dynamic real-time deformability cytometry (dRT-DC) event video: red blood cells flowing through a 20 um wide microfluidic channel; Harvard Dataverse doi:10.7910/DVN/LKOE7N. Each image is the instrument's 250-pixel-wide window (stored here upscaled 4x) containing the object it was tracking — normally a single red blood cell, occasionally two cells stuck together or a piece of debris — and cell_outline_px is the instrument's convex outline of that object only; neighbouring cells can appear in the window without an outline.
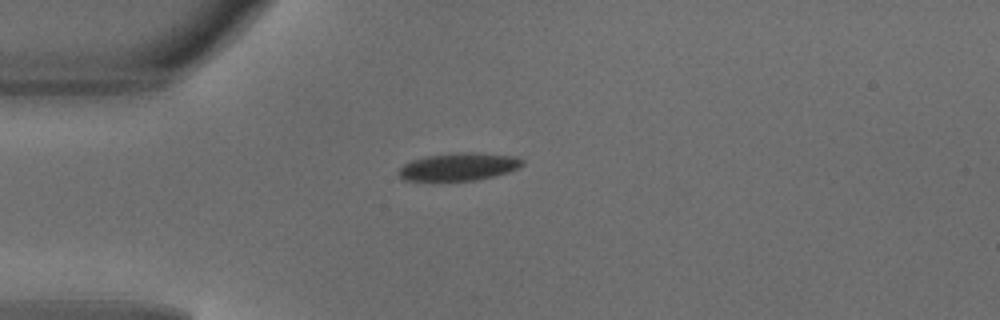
{"species": "common noctule bat (a hibernating species)", "species_latin": "Nyctalus noctula", "temperature_condition": "warm", "stored_images_in_passage": 37, "camera_frame_rate_fps": 3000, "um_per_image_px": 0.085, "animal": {"sex": "male", "body_mass_g": 18.8}, "frame": {"image": 1, "passage_image": 1, "time_ms": 0.0, "image_size_px": [1000, 320], "cell_outline_px": [[524, 164], [508, 172], [476, 180], [404, 180], [396, 172], [404, 164], [412, 160], [428, 156], [460, 152], [476, 152], [516, 156], [524, 160]], "centroid_in_image_um": [39.01, 14.16], "position_along_channel_um": 46.0, "area_um2": 19.77}}
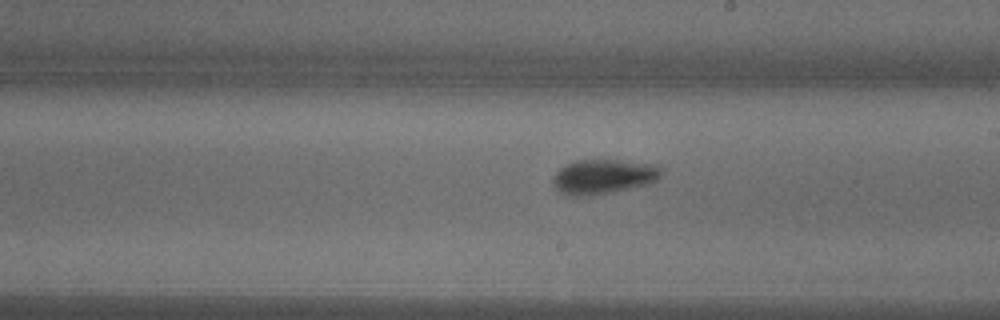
{"frame": {"image": 2, "passage_image": 16, "time_ms": 5.0, "image_size_px": [1000, 320], "cell_outline_px": [[664, 168], [660, 176], [656, 180], [648, 184], [592, 196], [568, 196], [560, 192], [552, 184], [552, 176], [560, 168], [576, 160], [616, 160], [656, 164]], "centroid_in_image_um": [51.28, 15.02], "position_along_channel_um": 237.7, "area_um2": 22.02}}
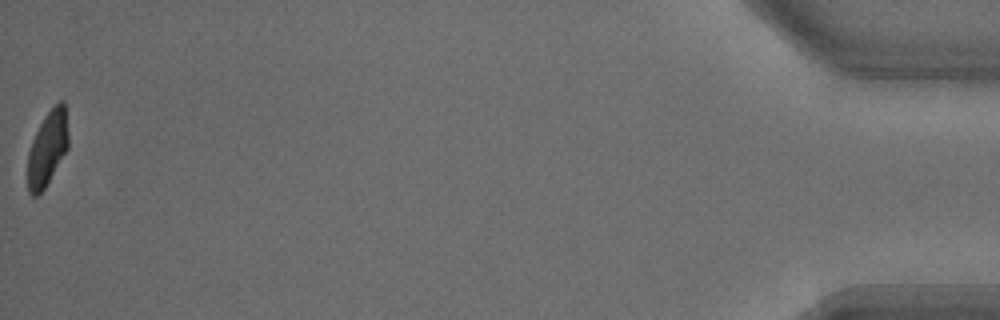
{"frame": {"image": 3, "passage_image": 37, "time_ms": 12.0, "image_size_px": [1000, 320], "cell_outline_px": [[68, 148], [44, 188], [36, 196], [32, 196], [28, 192], [28, 152], [32, 140], [44, 116], [60, 100], [64, 100], [68, 132]], "centroid_in_image_um": [4.03, 12.6], "position_along_channel_um": 431.2, "area_um2": 17.46}, "authors_computed_cell_mechanics": {"area_um2": 20.2878, "velocity_mm_per_s": 4.154, "shape_relaxation_time_tau1_ms": 2.1673, "shape_relaxation_time_tau2_ms": 1.338, "deformation_change_tau1": 0.1469, "deformation_change_tau2": 0.0701}}